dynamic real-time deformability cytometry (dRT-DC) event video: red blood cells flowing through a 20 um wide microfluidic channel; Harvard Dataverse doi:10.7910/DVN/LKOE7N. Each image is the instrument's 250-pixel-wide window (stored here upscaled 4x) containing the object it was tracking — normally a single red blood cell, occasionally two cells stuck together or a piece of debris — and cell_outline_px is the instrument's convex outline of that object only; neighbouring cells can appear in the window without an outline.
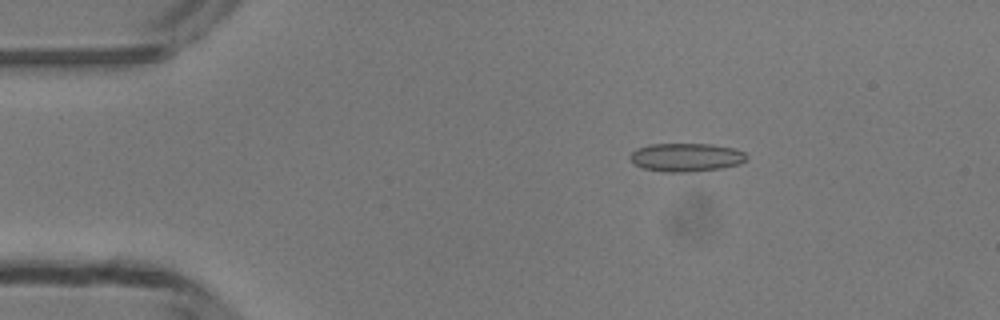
{"species": "common noctule bat (a hibernating species)", "species_latin": "Nyctalus noctula", "temperature_condition": "room temperature", "stored_images_in_passage": 44, "camera_frame_rate_fps": 3000, "um_per_image_px": 0.085, "animal": {"sex": "male", "body_mass_g": 13.3}, "frame": {"image": 1, "passage_image": 4, "time_ms": 1.0, "image_size_px": [1000, 320], "cell_outline_px": [[748, 160], [740, 164], [720, 168], [692, 172], [668, 172], [644, 168], [632, 164], [628, 156], [636, 148], [648, 144], [712, 144], [736, 148], [744, 152], [748, 156]], "centroid_in_image_um": [58.33, 13.36], "position_along_channel_um": 26.7, "area_um2": 19.59}}
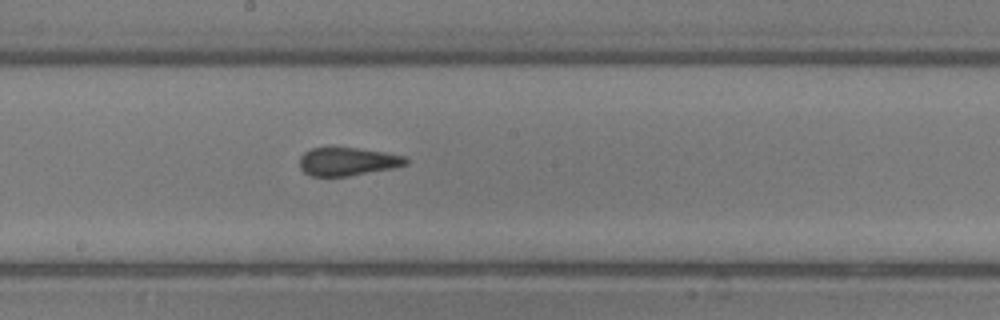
{"frame": {"image": 2, "passage_image": 22, "time_ms": 7.0, "image_size_px": [1000, 320], "cell_outline_px": [[408, 164], [392, 168], [348, 176], [312, 176], [304, 172], [300, 168], [300, 156], [304, 152], [312, 148], [356, 148], [384, 152], [404, 156], [408, 160]], "centroid_in_image_um": [29.53, 13.73], "position_along_channel_um": 218.7, "area_um2": 17.28}}
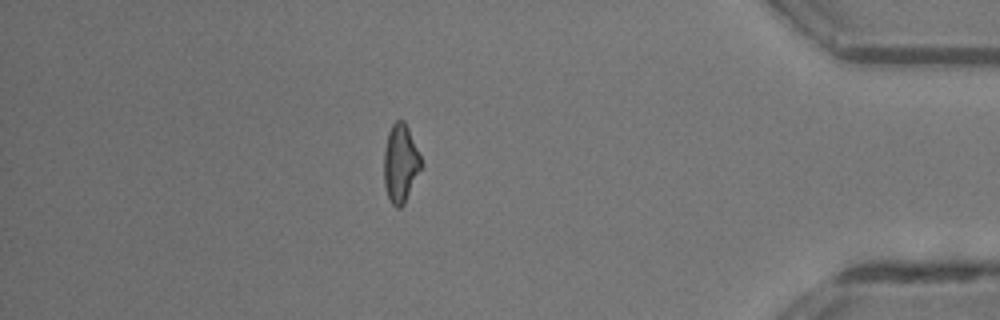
{"frame": {"image": 3, "passage_image": 38, "time_ms": 12.333, "image_size_px": [1000, 320], "cell_outline_px": [[420, 168], [404, 204], [400, 208], [396, 208], [392, 204], [388, 196], [384, 184], [384, 152], [388, 132], [392, 124], [396, 120], [404, 120], [408, 128], [420, 156]], "centroid_in_image_um": [34.01, 13.87], "position_along_channel_um": 401.2, "area_um2": 16.53}, "authors_computed_cell_mechanics": {"area_um2": 17.8891, "velocity_mm_per_s": 4.2245, "shape_relaxation_time_tau1_ms": null, "shape_relaxation_time_tau2_ms": 1.3165, "deformation_change_tau1": null, "deformation_change_tau2": 0.0894}}